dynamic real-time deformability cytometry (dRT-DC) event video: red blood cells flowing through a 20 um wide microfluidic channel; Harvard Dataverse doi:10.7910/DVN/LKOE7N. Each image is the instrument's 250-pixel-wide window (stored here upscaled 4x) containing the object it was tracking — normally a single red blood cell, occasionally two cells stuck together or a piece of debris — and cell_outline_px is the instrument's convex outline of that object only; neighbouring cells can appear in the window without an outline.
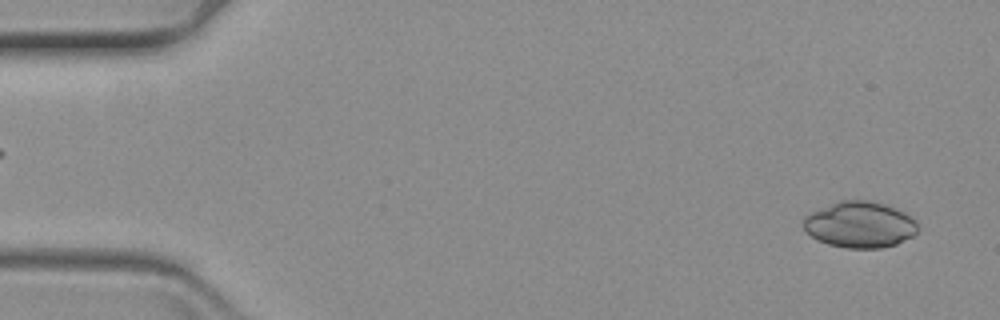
{"species": "common noctule bat (a hibernating species)", "species_latin": "Nyctalus noctula", "temperature_condition": "warm", "stored_images_in_passage": 61, "camera_frame_rate_fps": 3000, "um_per_image_px": 0.085, "animal": {"sex": "female", "body_mass_g": 19.3, "forearm_length_mm": 54.1}, "frame": {"image": 1, "passage_image": 3, "time_ms": 0.667, "image_size_px": [1000, 320], "cell_outline_px": [[916, 232], [912, 236], [896, 244], [880, 248], [848, 248], [828, 244], [816, 240], [804, 228], [804, 216], [808, 212], [840, 200], [872, 200], [884, 204], [904, 212], [912, 216], [916, 220]], "centroid_in_image_um": [73.06, 19.08], "position_along_channel_um": 11.9, "area_um2": 30.81}}
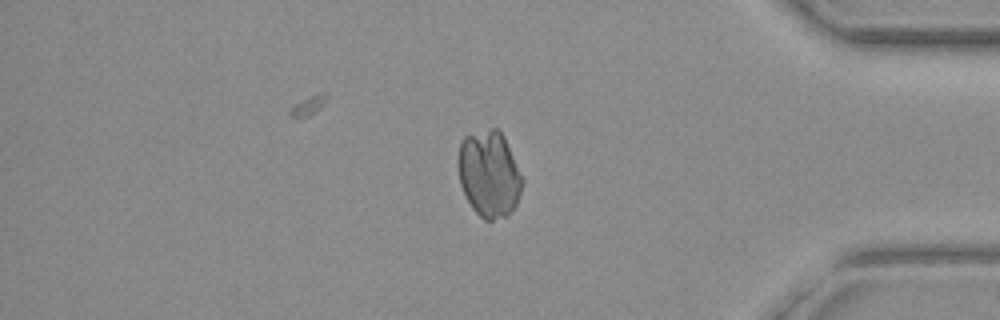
{"frame": {"image": 2, "passage_image": 51, "time_ms": 16.667, "image_size_px": [1000, 320], "cell_outline_px": [[524, 180], [516, 204], [508, 216], [492, 220], [484, 220], [472, 208], [460, 184], [460, 144], [464, 136], [492, 128], [496, 128], [504, 136]], "centroid_in_image_um": [41.61, 14.81], "position_along_channel_um": 393.6, "area_um2": 31.79}}
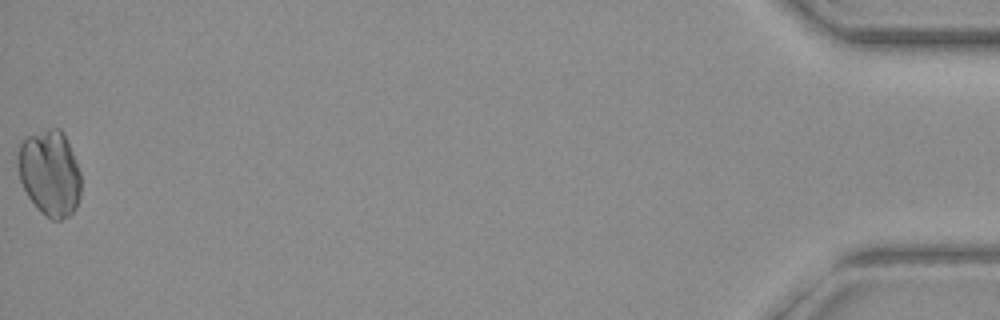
{"frame": {"image": 3, "passage_image": 61, "time_ms": 20.0, "image_size_px": [1000, 320], "cell_outline_px": [[80, 196], [76, 208], [68, 216], [60, 220], [52, 220], [28, 196], [20, 180], [16, 160], [16, 156], [20, 144], [28, 136], [48, 128], [60, 128], [64, 132], [80, 172]], "centroid_in_image_um": [4.23, 14.67], "position_along_channel_um": 431.0, "area_um2": 31.33}}